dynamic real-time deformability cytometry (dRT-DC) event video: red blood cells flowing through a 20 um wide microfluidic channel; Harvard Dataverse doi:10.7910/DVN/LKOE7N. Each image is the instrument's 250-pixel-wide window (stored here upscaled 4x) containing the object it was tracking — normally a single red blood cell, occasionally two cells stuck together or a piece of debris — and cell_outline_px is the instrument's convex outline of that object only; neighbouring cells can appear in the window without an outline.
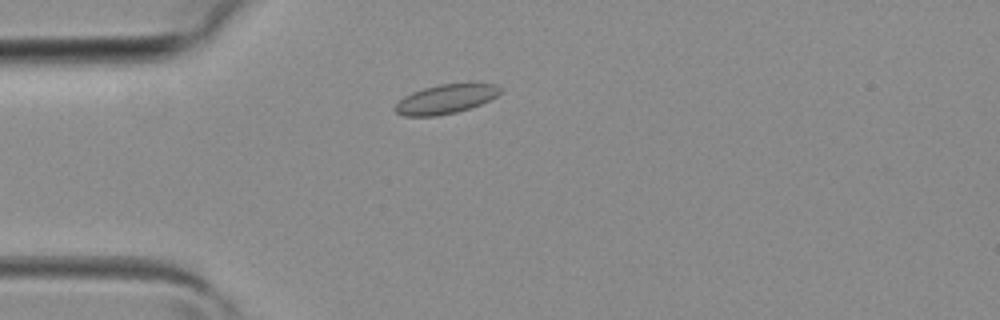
{"species": "common noctule bat (a hibernating species)", "species_latin": "Nyctalus noctula", "temperature_condition": "room temperature", "stored_images_in_passage": 2, "camera_frame_rate_fps": 3000, "um_per_image_px": 0.085, "animal": {"sex": "female", "body_mass_g": 19.3, "forearm_length_mm": 54.1}, "frame": {"image": 1, "passage_image": 2, "time_ms": 0.333, "image_size_px": [1000, 320], "cell_outline_px": [[504, 88], [496, 96], [472, 108], [456, 112], [436, 116], [404, 116], [396, 112], [392, 108], [404, 96], [412, 92], [424, 88], [440, 84], [496, 84]], "centroid_in_image_um": [37.87, 8.43], "position_along_channel_um": 47.1, "area_um2": 17.8}}